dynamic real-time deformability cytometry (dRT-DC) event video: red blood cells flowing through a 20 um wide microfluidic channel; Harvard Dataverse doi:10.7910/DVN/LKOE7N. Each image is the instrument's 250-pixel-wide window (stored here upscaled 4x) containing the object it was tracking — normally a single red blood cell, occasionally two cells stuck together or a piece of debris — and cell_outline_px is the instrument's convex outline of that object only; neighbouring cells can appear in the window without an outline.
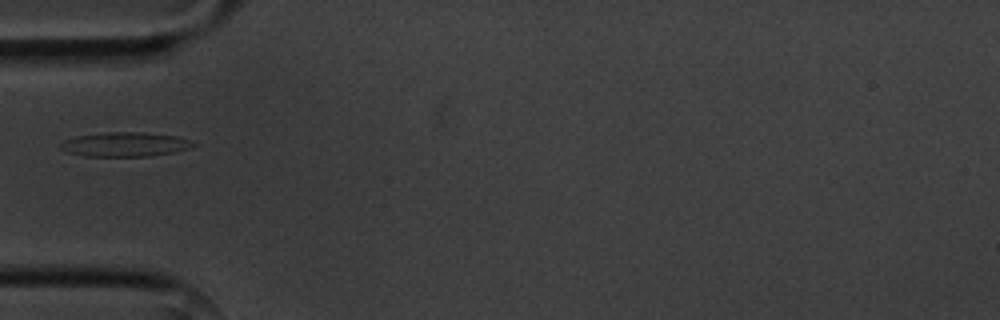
{"species": "common noctule bat (a hibernating species)", "species_latin": "Nyctalus noctula", "temperature_condition": "cold", "stored_images_in_passage": 1, "camera_frame_rate_fps": 3000, "um_per_image_px": 0.085, "animal": {"sex": "male", "body_mass_g": 20.1, "forearm_length_mm": 53.5}, "frame": {"image": 1, "passage_image": 1, "time_ms": 0.0, "image_size_px": [1000, 320], "cell_outline_px": [[196, 144], [188, 148], [176, 152], [152, 156], [84, 156], [68, 152], [60, 148], [60, 144], [64, 140], [76, 136], [104, 132], [144, 132], [176, 136], [188, 140]], "centroid_in_image_um": [10.61, 12.27], "position_along_channel_um": 74.4, "area_um2": 18.79}}